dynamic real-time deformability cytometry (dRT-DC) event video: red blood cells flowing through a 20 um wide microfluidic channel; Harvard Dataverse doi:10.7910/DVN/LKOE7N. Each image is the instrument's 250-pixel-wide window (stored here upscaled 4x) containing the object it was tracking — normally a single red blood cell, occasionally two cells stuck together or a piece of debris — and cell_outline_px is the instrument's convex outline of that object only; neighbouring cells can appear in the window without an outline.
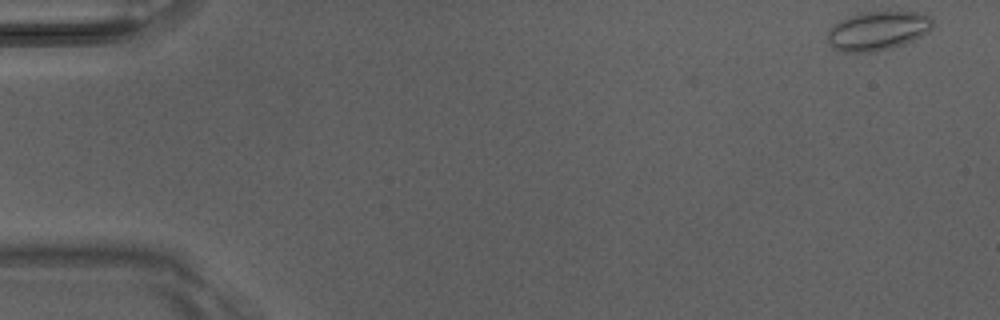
{"species": "Egyptian fruit bat (a non-hibernating species)", "species_latin": "Rousettus aegyptiacus", "temperature_condition": "room temperature", "stored_images_in_passage": 4, "camera_frame_rate_fps": 3000, "um_per_image_px": 0.085, "animal": {"sex": "male"}, "frame": {"image": 1, "passage_image": 1, "time_ms": 0.0, "image_size_px": [1000, 320], "cell_outline_px": [[932, 28], [928, 32], [904, 44], [892, 48], [872, 52], [844, 52], [832, 48], [828, 44], [828, 32], [840, 20], [848, 16], [860, 12], [920, 12], [932, 16]], "centroid_in_image_um": [74.61, 2.62], "position_along_channel_um": 10.4, "area_um2": 23.93}}